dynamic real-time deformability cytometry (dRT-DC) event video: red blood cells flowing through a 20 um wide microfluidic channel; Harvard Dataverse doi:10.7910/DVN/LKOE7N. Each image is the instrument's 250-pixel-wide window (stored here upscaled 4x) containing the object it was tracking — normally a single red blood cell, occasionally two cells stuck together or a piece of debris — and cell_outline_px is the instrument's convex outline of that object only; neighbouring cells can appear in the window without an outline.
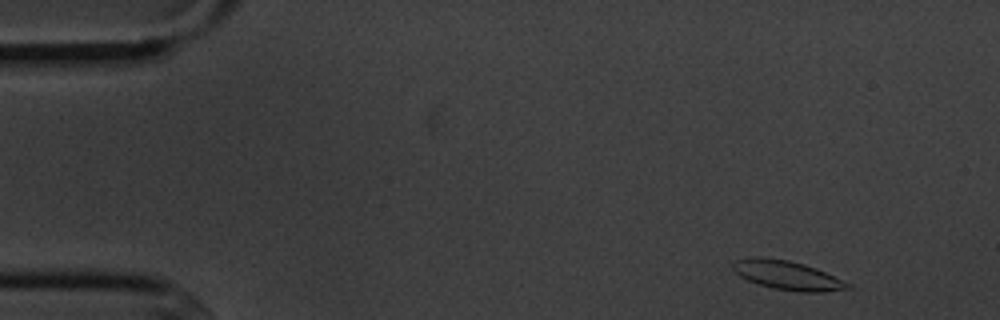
{"species": "common noctule bat (a hibernating species)", "species_latin": "Nyctalus noctula", "temperature_condition": "cold", "stored_images_in_passage": 5, "camera_frame_rate_fps": 3000, "um_per_image_px": 0.085, "animal": {"sex": "male", "body_mass_g": 20.1, "forearm_length_mm": 53.5}, "frame": {"image": 1, "passage_image": 1, "time_ms": 0.0, "image_size_px": [1000, 320], "cell_outline_px": [[856, 288], [824, 292], [800, 292], [772, 288], [748, 280], [740, 276], [732, 268], [732, 260], [756, 256], [760, 256], [788, 260], [804, 264], [816, 268], [852, 284]], "centroid_in_image_um": [66.95, 23.39], "position_along_channel_um": 18.0, "area_um2": 19.65}}